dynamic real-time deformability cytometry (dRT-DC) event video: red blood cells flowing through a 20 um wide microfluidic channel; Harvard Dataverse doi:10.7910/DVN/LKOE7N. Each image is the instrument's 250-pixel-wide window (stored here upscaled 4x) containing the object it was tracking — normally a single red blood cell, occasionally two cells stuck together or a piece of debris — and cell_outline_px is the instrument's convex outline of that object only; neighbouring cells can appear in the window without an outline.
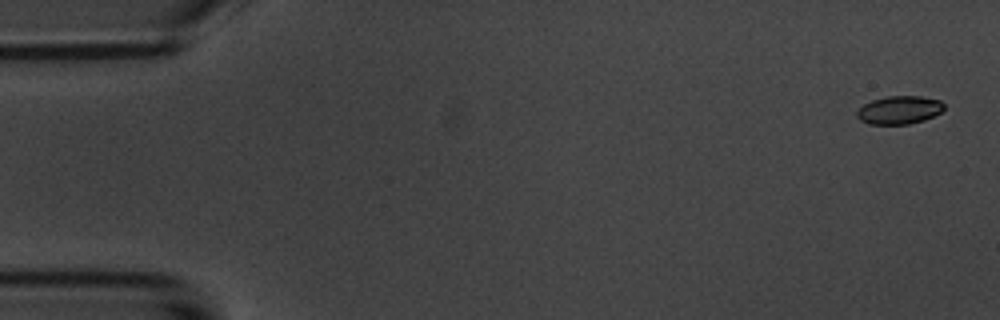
{"species": "common noctule bat (a hibernating species)", "species_latin": "Nyctalus noctula", "temperature_condition": "room temperature", "stored_images_in_passage": 6, "camera_frame_rate_fps": 3000, "um_per_image_px": 0.085, "animal": {"sex": "male", "body_mass_g": 20.1, "forearm_length_mm": 53.5}, "frame": {"image": 1, "passage_image": 1, "time_ms": 0.0, "image_size_px": [1000, 320], "cell_outline_px": [[944, 108], [940, 112], [924, 120], [908, 124], [868, 124], [860, 120], [856, 116], [856, 112], [864, 104], [872, 100], [888, 96], [920, 96], [940, 100], [944, 104]], "centroid_in_image_um": [76.42, 9.35], "position_along_channel_um": 8.6, "area_um2": 14.22}}